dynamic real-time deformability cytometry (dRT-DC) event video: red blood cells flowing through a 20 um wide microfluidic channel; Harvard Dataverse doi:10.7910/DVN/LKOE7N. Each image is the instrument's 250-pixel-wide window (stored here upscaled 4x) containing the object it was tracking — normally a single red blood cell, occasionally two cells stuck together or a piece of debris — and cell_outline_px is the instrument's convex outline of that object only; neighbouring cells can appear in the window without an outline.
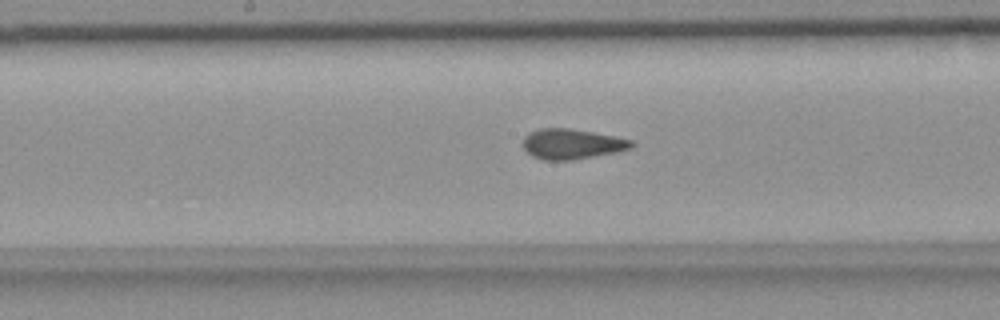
{"species": "common noctule bat (a hibernating species)", "species_latin": "Nyctalus noctula", "temperature_condition": "room temperature", "stored_images_in_passage": 43, "camera_frame_rate_fps": 3000, "um_per_image_px": 0.085, "animal": {"sex": "female", "body_mass_g": 18.4}, "frame": {"image": 1, "passage_image": 21, "time_ms": 6.667, "image_size_px": [1000, 320], "cell_outline_px": [[636, 144], [632, 148], [616, 152], [572, 160], [544, 160], [532, 156], [524, 148], [524, 136], [528, 132], [540, 128], [568, 128], [616, 136], [632, 140]], "centroid_in_image_um": [48.63, 12.23], "position_along_channel_um": 199.6, "area_um2": 19.13}}
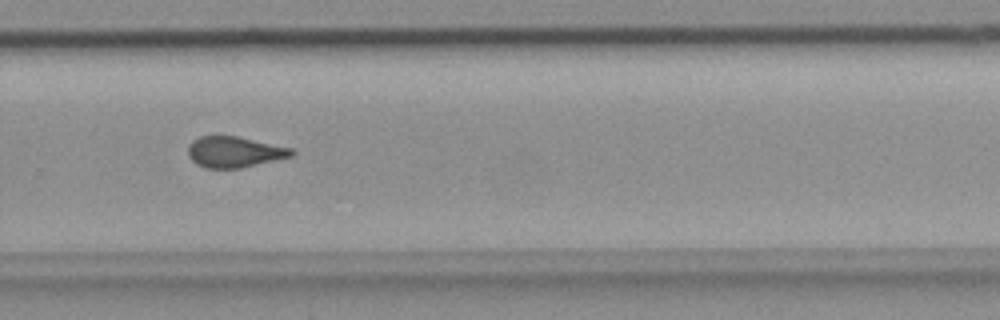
{"frame": {"image": 2, "passage_image": 30, "time_ms": 9.667, "image_size_px": [1000, 320], "cell_outline_px": [[296, 152], [292, 156], [276, 160], [240, 168], [204, 168], [196, 164], [188, 156], [188, 144], [192, 140], [200, 136], [236, 136], [292, 148]], "centroid_in_image_um": [19.9, 12.92], "position_along_channel_um": 309.9, "area_um2": 18.67}}
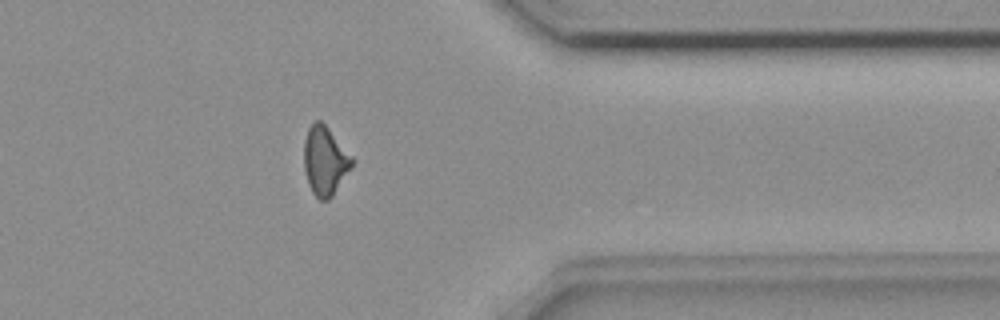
{"frame": {"image": 3, "passage_image": 37, "time_ms": 12.0, "image_size_px": [1000, 320], "cell_outline_px": [[356, 160], [352, 168], [332, 196], [328, 200], [320, 200], [312, 192], [308, 184], [304, 168], [304, 140], [308, 128], [316, 120], [320, 120], [328, 128]], "centroid_in_image_um": [27.64, 13.68], "position_along_channel_um": 383.8, "area_um2": 19.36}}